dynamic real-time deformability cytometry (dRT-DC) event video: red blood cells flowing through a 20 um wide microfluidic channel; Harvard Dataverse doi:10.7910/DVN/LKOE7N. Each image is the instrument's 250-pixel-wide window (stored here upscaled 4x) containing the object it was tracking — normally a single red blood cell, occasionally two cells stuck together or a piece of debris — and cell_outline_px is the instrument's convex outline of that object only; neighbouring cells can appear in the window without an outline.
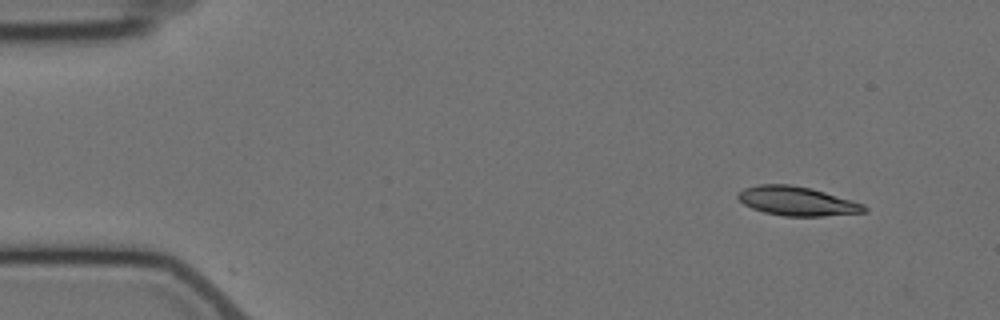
{"species": "Egyptian fruit bat (a non-hibernating species)", "species_latin": "Rousettus aegyptiacus", "temperature_condition": "cold", "stored_images_in_passage": 4, "camera_frame_rate_fps": 3000, "um_per_image_px": 0.085, "animal": {"sex": "female"}, "frame": {"image": 1, "passage_image": 1, "time_ms": 0.0, "image_size_px": [1000, 320], "cell_outline_px": [[868, 212], [824, 216], [784, 216], [764, 212], [752, 208], [744, 204], [736, 196], [736, 192], [744, 188], [760, 184], [792, 184], [812, 188], [852, 200], [864, 204], [868, 208]], "centroid_in_image_um": [67.76, 17.09], "position_along_channel_um": 17.2, "area_um2": 21.62}}
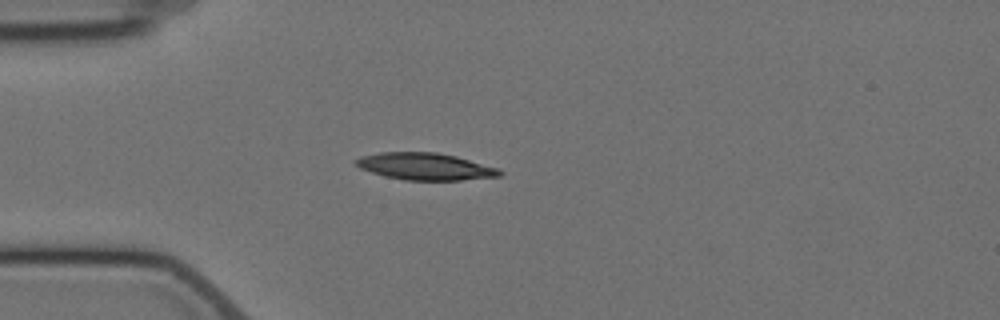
{"frame": {"image": 2, "passage_image": 4, "time_ms": 3.333, "image_size_px": [1000, 320], "cell_outline_px": [[504, 172], [500, 176], [460, 180], [404, 180], [384, 176], [360, 168], [352, 164], [352, 160], [360, 156], [380, 152], [436, 152], [456, 156], [500, 168]], "centroid_in_image_um": [36.11, 14.14], "position_along_channel_um": 48.9, "area_um2": 22.89}}